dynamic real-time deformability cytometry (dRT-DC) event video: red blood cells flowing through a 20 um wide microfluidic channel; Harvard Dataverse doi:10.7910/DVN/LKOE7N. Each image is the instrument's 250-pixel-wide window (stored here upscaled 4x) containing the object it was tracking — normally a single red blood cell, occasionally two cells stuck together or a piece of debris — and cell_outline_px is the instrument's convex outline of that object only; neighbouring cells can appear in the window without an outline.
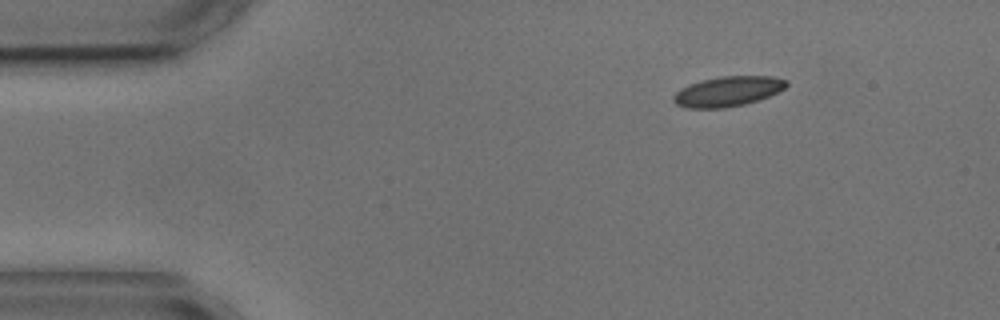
{"species": "common noctule bat (a hibernating species)", "species_latin": "Nyctalus noctula", "temperature_condition": "cold", "stored_images_in_passage": 4, "camera_frame_rate_fps": 3000, "um_per_image_px": 0.085, "animal": {"sex": "male", "body_mass_g": 17.9, "forearm_length_mm": 54.2}, "frame": {"image": 1, "passage_image": 1, "time_ms": 0.0, "image_size_px": [1000, 320], "cell_outline_px": [[788, 84], [784, 88], [760, 100], [744, 104], [724, 108], [684, 108], [676, 104], [672, 100], [672, 96], [680, 88], [688, 84], [720, 76], [772, 76], [788, 80]], "centroid_in_image_um": [61.83, 7.77], "position_along_channel_um": 23.2, "area_um2": 19.83}}
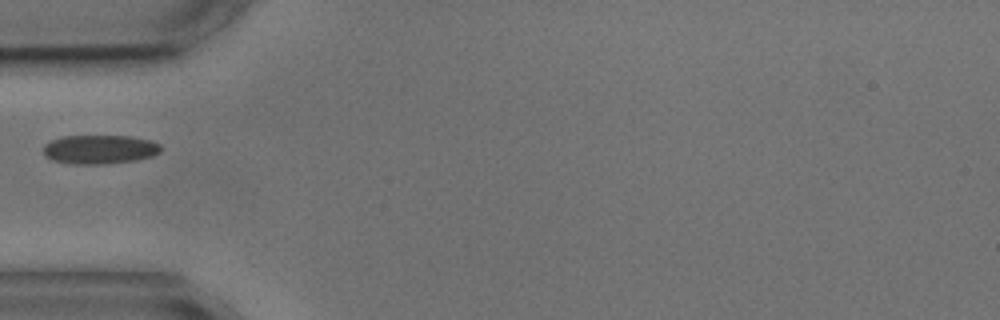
{"frame": {"image": 2, "passage_image": 4, "time_ms": 3.333, "image_size_px": [1000, 320], "cell_outline_px": [[164, 148], [160, 152], [152, 156], [136, 160], [104, 164], [72, 164], [52, 160], [44, 156], [44, 144], [52, 140], [64, 136], [132, 136], [152, 140], [160, 144]], "centroid_in_image_um": [8.51, 12.7], "position_along_channel_um": 76.5, "area_um2": 20.06}}